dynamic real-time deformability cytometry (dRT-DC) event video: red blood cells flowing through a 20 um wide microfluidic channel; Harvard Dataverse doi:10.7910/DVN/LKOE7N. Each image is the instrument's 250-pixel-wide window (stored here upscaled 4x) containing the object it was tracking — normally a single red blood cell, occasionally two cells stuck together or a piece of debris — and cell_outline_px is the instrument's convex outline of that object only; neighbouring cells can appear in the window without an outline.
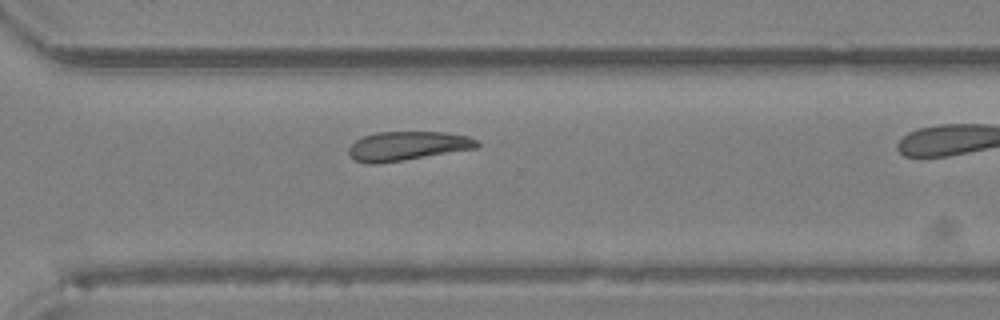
{"species": "Egyptian fruit bat (a non-hibernating species)", "species_latin": "Rousettus aegyptiacus", "temperature_condition": "room temperature", "stored_images_in_passage": 23, "camera_frame_rate_fps": 3000, "um_per_image_px": 0.085, "animal": {"sex": "female"}, "frame": {"image": 1, "passage_image": 20, "time_ms": 6.333, "image_size_px": [1000, 320], "cell_outline_px": [[480, 144], [476, 148], [404, 160], [376, 164], [368, 164], [356, 160], [348, 156], [348, 148], [356, 140], [364, 136], [376, 132], [444, 132], [468, 136], [480, 140]], "centroid_in_image_um": [34.63, 12.4], "position_along_channel_um": 336.0, "area_um2": 21.79}}